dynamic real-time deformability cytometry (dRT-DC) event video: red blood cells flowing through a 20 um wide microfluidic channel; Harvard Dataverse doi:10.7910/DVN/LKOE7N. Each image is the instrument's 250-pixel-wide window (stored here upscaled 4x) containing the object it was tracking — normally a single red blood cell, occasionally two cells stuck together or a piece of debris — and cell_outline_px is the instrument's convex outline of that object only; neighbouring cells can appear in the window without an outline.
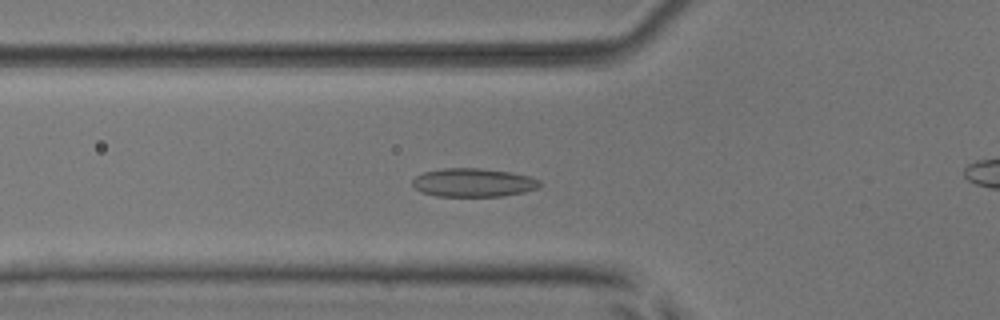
{"species": "common noctule bat (a hibernating species)", "species_latin": "Nyctalus noctula", "temperature_condition": "room temperature", "stored_images_in_passage": 54, "camera_frame_rate_fps": 3000, "um_per_image_px": 0.085, "animal": {"sex": "male", "body_mass_g": 17.9, "forearm_length_mm": 54.2}, "frame": {"image": 1, "passage_image": 19, "time_ms": 6.0, "image_size_px": [1000, 320], "cell_outline_px": [[540, 188], [524, 192], [504, 196], [436, 196], [420, 192], [412, 184], [412, 180], [416, 176], [424, 172], [444, 168], [480, 168], [508, 172], [528, 176], [540, 180]], "centroid_in_image_um": [40.23, 15.53], "position_along_channel_um": 85.6, "area_um2": 21.15}}
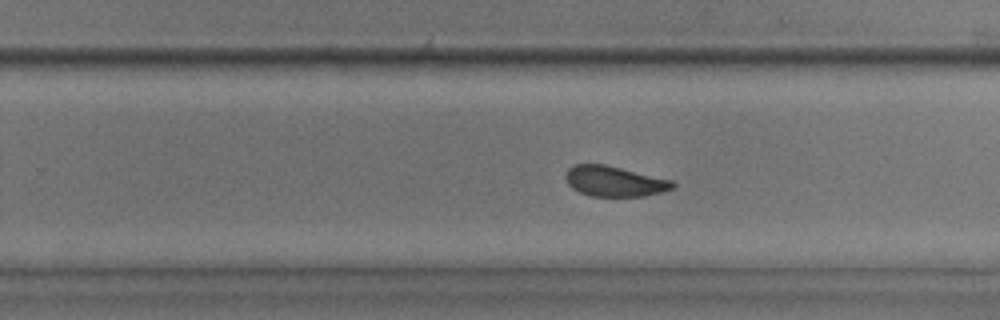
{"frame": {"image": 2, "passage_image": 34, "time_ms": 11.0, "image_size_px": [1000, 320], "cell_outline_px": [[676, 184], [672, 188], [660, 192], [644, 196], [592, 196], [580, 192], [572, 188], [568, 184], [564, 176], [568, 168], [572, 164], [604, 164], [672, 180]], "centroid_in_image_um": [52.18, 15.4], "position_along_channel_um": 277.6, "area_um2": 18.84}}
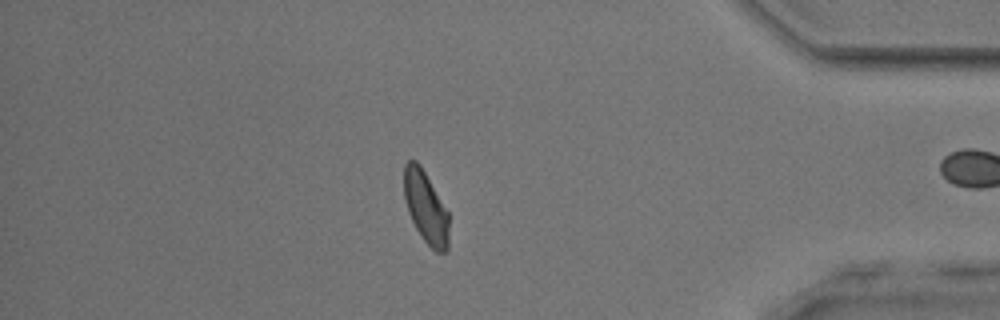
{"frame": {"image": 3, "passage_image": 46, "time_ms": 15.0, "image_size_px": [1000, 320], "cell_outline_px": [[448, 252], [436, 252], [420, 236], [408, 212], [404, 200], [404, 164], [408, 160], [416, 160], [420, 164], [448, 212]], "centroid_in_image_um": [36.17, 17.62], "position_along_channel_um": 399.0, "area_um2": 18.79}, "authors_computed_cell_mechanics": {"area_um2": 19.5075, "velocity_mm_per_s": 3.8434, "shape_relaxation_time_tau1_ms": 4.1709, "shape_relaxation_time_tau2_ms": 3.3615, "deformation_change_tau1": 0.0908, "deformation_change_tau2": 0.0792}}